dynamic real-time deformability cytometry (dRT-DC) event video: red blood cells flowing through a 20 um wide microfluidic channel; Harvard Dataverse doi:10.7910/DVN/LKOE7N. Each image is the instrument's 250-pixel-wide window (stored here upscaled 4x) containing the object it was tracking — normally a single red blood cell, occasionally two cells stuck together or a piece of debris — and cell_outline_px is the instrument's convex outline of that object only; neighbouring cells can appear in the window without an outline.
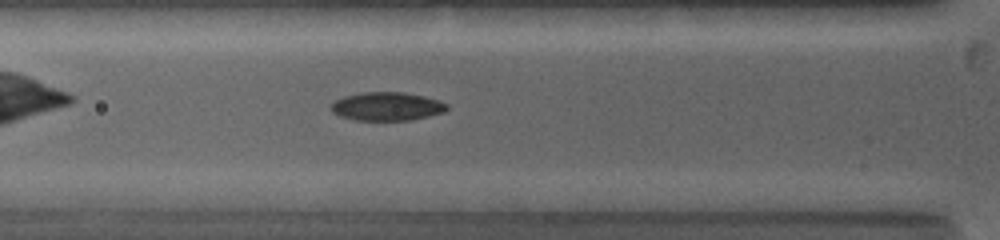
{"species": "common noctule bat (a hibernating species)", "species_latin": "Nyctalus noctula", "temperature_condition": "warm", "stored_images_in_passage": 11, "camera_frame_rate_fps": 5000, "um_per_image_px": 0.085, "animal": {"sex": "female", "body_mass_g": 19.0, "forearm_length_mm": 53.3}, "frame": {"image": 1, "passage_image": 7, "time_ms": 3.0, "image_size_px": [1000, 240], "cell_outline_px": [[448, 108], [444, 112], [412, 120], [356, 120], [340, 116], [332, 112], [332, 104], [336, 100], [344, 96], [360, 92], [404, 92], [424, 96], [448, 104]], "centroid_in_image_um": [32.89, 9.04], "position_along_channel_um": 92.9, "area_um2": 19.13}}
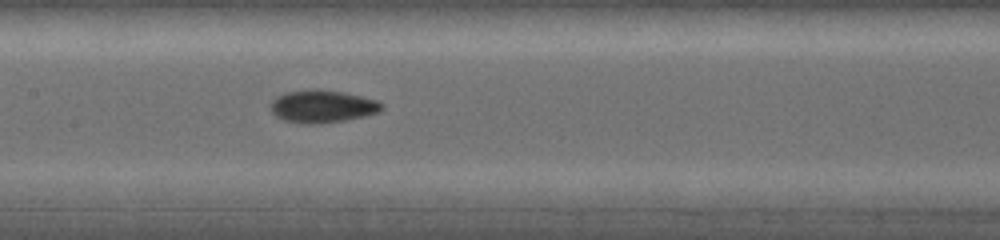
{"frame": {"image": 2, "passage_image": 11, "time_ms": 5.2, "image_size_px": [1000, 240], "cell_outline_px": [[384, 108], [380, 112], [364, 116], [344, 120], [312, 124], [304, 124], [284, 120], [276, 116], [272, 112], [272, 100], [276, 96], [284, 92], [316, 88], [344, 92], [376, 100], [384, 104]], "centroid_in_image_um": [27.41, 9.03], "position_along_channel_um": 180.0, "area_um2": 21.15}}